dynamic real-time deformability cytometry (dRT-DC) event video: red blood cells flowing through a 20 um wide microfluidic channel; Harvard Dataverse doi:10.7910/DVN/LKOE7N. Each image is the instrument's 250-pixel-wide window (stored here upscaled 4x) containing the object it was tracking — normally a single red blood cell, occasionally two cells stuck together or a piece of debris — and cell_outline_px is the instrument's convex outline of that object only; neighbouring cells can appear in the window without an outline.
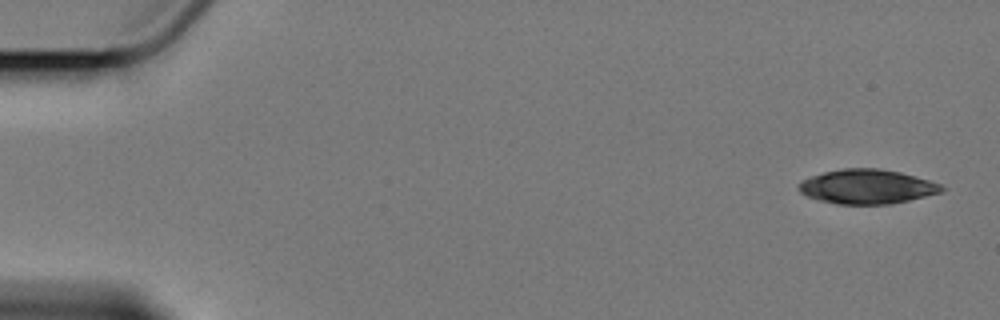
{"species": "Egyptian fruit bat (a non-hibernating species)", "species_latin": "Rousettus aegyptiacus", "temperature_condition": "cold", "stored_images_in_passage": 4, "camera_frame_rate_fps": 3000, "um_per_image_px": 0.085, "animal": {"sex": "female"}, "frame": {"image": 1, "passage_image": 1, "time_ms": 0.0, "image_size_px": [1000, 320], "cell_outline_px": [[948, 188], [944, 192], [892, 204], [836, 204], [820, 200], [808, 196], [800, 192], [796, 188], [800, 180], [824, 172], [844, 168], [880, 168], [900, 172], [916, 176], [940, 184]], "centroid_in_image_um": [73.72, 15.86], "position_along_channel_um": 11.3, "area_um2": 28.9}}
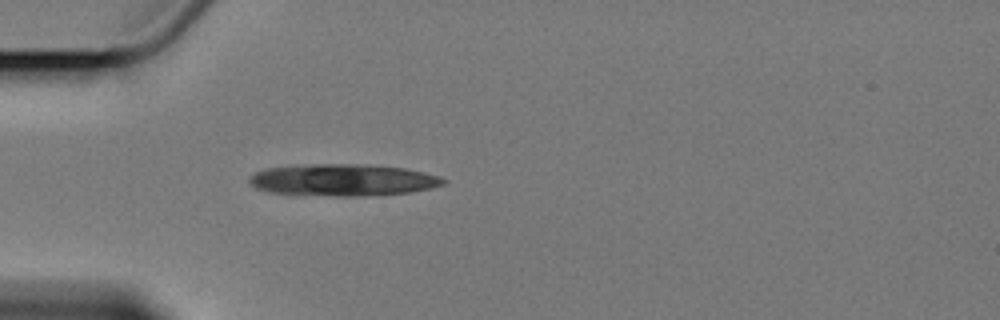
{"frame": {"image": 2, "passage_image": 4, "time_ms": 5.0, "image_size_px": [1000, 320], "cell_outline_px": [[448, 180], [444, 184], [432, 188], [412, 192], [368, 196], [336, 196], [268, 192], [256, 188], [248, 184], [248, 176], [256, 172], [268, 168], [320, 164], [360, 164], [404, 168], [424, 172], [440, 176]], "centroid_in_image_um": [29.18, 15.31], "position_along_channel_um": 55.8, "area_um2": 36.07}}